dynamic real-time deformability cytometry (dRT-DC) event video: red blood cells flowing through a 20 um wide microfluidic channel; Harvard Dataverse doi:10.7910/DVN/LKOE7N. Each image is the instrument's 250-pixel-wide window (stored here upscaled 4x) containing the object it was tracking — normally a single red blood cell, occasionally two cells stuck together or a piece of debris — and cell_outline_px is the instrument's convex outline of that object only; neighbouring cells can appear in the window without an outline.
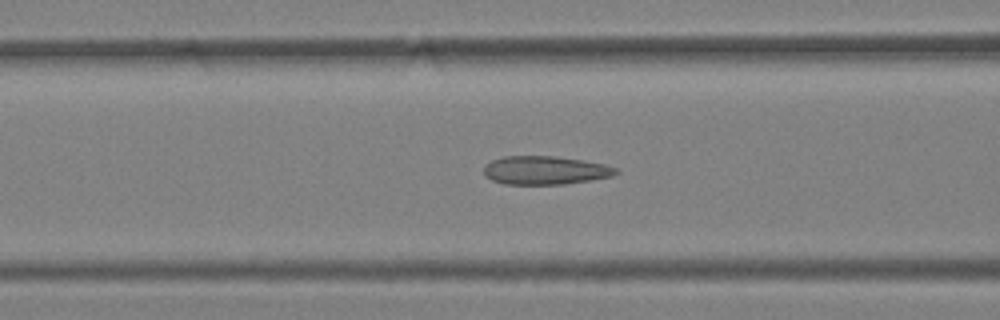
{"species": "Egyptian fruit bat (a non-hibernating species)", "species_latin": "Rousettus aegyptiacus", "temperature_condition": "warm", "stored_images_in_passage": 49, "camera_frame_rate_fps": 3000, "um_per_image_px": 0.085, "animal": {"sex": "female"}, "frame": {"image": 1, "passage_image": 20, "time_ms": 6.333, "image_size_px": [1000, 320], "cell_outline_px": [[620, 172], [612, 176], [592, 180], [564, 184], [504, 184], [492, 180], [484, 176], [484, 164], [492, 160], [504, 156], [556, 156], [584, 160], [604, 164], [616, 168]], "centroid_in_image_um": [46.33, 14.47], "position_along_channel_um": 120.3, "area_um2": 22.08}}
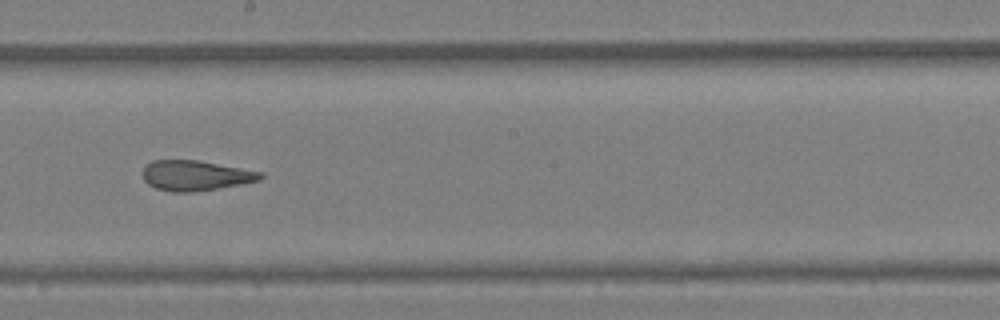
{"frame": {"image": 2, "passage_image": 28, "time_ms": 9.0, "image_size_px": [1000, 320], "cell_outline_px": [[264, 176], [260, 180], [240, 184], [192, 192], [172, 192], [156, 188], [148, 184], [144, 180], [140, 172], [152, 160], [196, 160], [264, 172]], "centroid_in_image_um": [16.59, 14.91], "position_along_channel_um": 231.6, "area_um2": 20.63}}
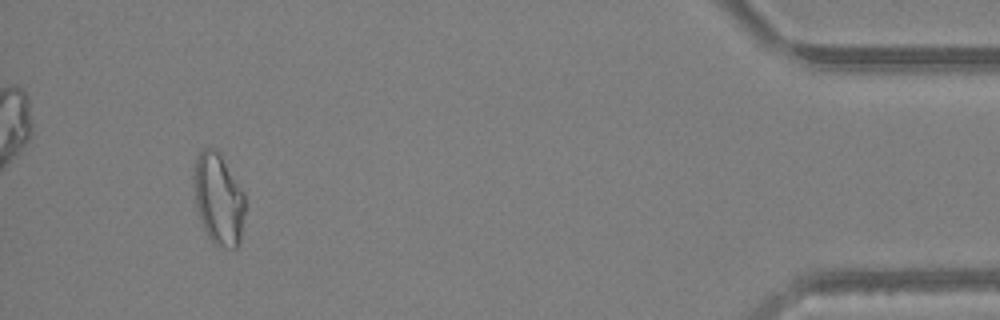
{"frame": {"image": 3, "passage_image": 46, "time_ms": 15.0, "image_size_px": [1000, 320], "cell_outline_px": [[244, 216], [240, 244], [236, 248], [232, 248], [212, 244], [200, 220], [196, 208], [192, 176], [196, 156], [204, 148], [216, 148], [220, 152], [244, 192]], "centroid_in_image_um": [18.56, 16.89], "position_along_channel_um": 416.6, "area_um2": 27.74}, "authors_computed_cell_mechanics": {"area_um2": 23.8714, "velocity_mm_per_s": 4.1842, "shape_relaxation_time_tau1_ms": null, "shape_relaxation_time_tau2_ms": 2.0712, "deformation_change_tau1": null, "deformation_change_tau2": 0.0989}}